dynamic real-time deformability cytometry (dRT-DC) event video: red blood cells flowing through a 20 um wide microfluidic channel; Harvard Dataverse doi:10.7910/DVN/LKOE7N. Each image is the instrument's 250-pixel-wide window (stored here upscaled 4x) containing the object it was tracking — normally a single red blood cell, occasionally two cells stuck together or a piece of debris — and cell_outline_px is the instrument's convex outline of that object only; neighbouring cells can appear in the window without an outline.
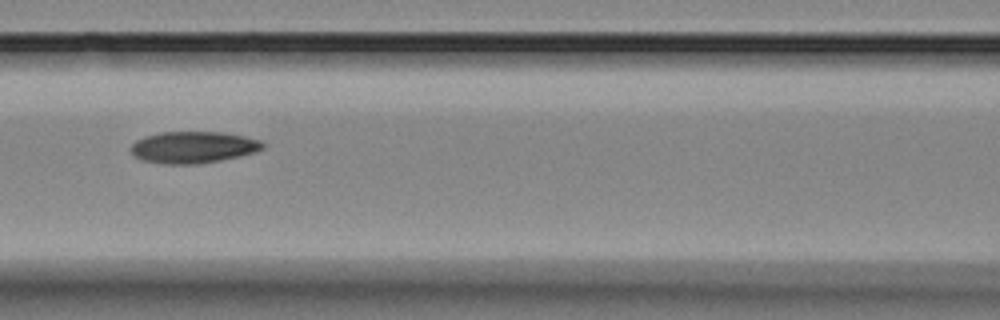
{"species": "Egyptian fruit bat (a non-hibernating species)", "species_latin": "Rousettus aegyptiacus", "temperature_condition": "room temperature", "stored_images_in_passage": 5, "camera_frame_rate_fps": 3000, "um_per_image_px": 0.085, "animal": {"sex": "female"}, "frame": {"image": 1, "passage_image": 5, "time_ms": 5.333, "image_size_px": [1000, 320], "cell_outline_px": [[268, 144], [264, 148], [256, 152], [220, 160], [200, 164], [164, 164], [140, 160], [128, 148], [136, 140], [144, 136], [160, 132], [220, 132], [244, 136], [260, 140]], "centroid_in_image_um": [16.42, 12.52], "position_along_channel_um": 150.2, "area_um2": 24.57}}